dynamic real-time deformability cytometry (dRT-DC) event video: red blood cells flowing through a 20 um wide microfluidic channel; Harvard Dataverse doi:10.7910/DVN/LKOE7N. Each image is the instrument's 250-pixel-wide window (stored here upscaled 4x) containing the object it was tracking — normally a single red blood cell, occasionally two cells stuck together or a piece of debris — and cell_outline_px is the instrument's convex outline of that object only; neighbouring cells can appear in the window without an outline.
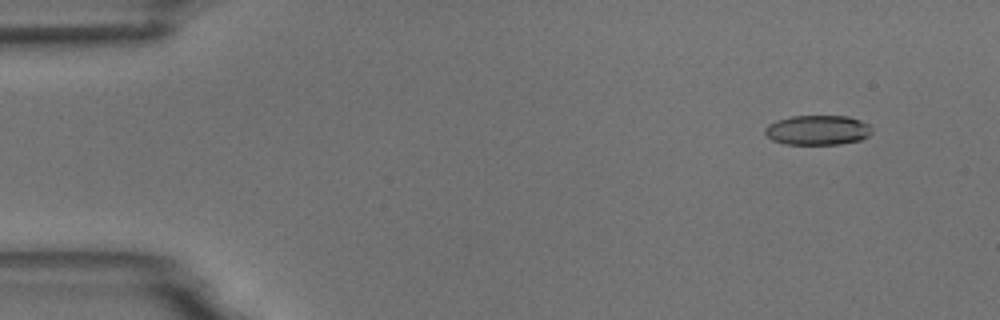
{"species": "common noctule bat (a hibernating species)", "species_latin": "Nyctalus noctula", "temperature_condition": "room temperature", "stored_images_in_passage": 5, "camera_frame_rate_fps": 3000, "um_per_image_px": 0.085, "animal": {"sex": "male", "body_mass_g": 18.8}, "frame": {"image": 1, "passage_image": 2, "time_ms": 1.0, "image_size_px": [1000, 320], "cell_outline_px": [[872, 132], [868, 136], [860, 140], [840, 144], [784, 144], [772, 140], [764, 132], [764, 128], [768, 124], [776, 120], [792, 116], [848, 116], [860, 120], [868, 124], [872, 128]], "centroid_in_image_um": [69.49, 11.06], "position_along_channel_um": 15.5, "area_um2": 18.61}}
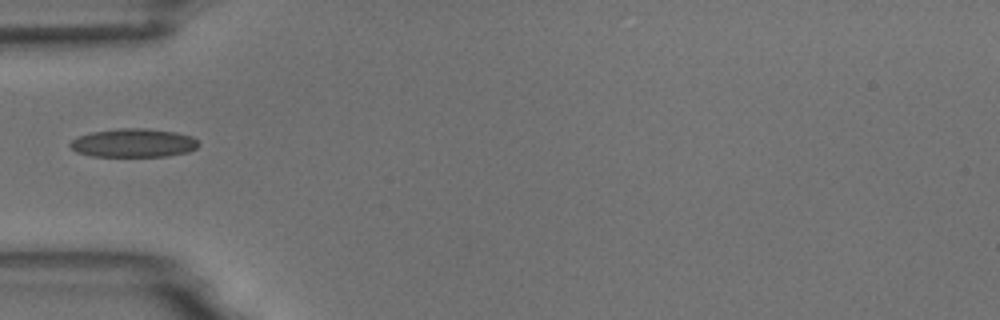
{"frame": {"image": 2, "passage_image": 5, "time_ms": 5.333, "image_size_px": [1000, 320], "cell_outline_px": [[200, 144], [196, 148], [188, 152], [168, 156], [92, 156], [76, 152], [68, 144], [76, 136], [92, 132], [120, 128], [148, 128], [176, 132], [192, 136]], "centroid_in_image_um": [11.35, 12.14], "position_along_channel_um": 73.7, "area_um2": 21.5}}